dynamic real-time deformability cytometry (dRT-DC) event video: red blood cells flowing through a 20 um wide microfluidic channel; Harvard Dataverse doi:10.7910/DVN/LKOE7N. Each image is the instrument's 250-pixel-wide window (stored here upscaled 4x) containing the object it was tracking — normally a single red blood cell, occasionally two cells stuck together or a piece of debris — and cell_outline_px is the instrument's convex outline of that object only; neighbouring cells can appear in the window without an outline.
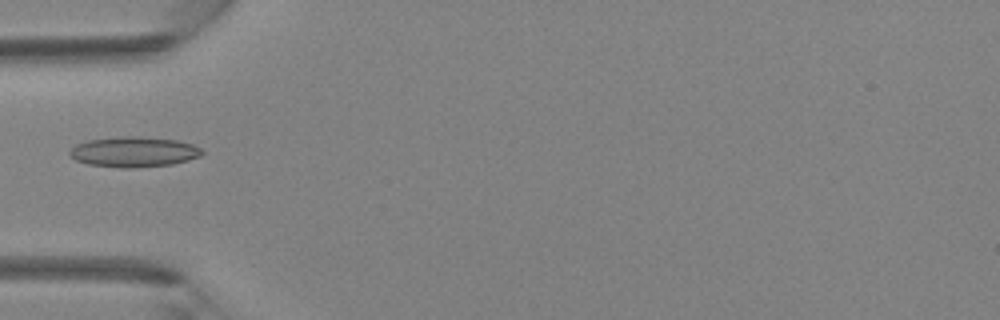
{"species": "Egyptian fruit bat (a non-hibernating species)", "species_latin": "Rousettus aegyptiacus", "temperature_condition": "room temperature", "stored_images_in_passage": 27, "camera_frame_rate_fps": 3000, "um_per_image_px": 0.085, "animal": {"sex": "female"}, "frame": {"image": 1, "passage_image": 1, "time_ms": 0.0, "image_size_px": [1000, 320], "cell_outline_px": [[204, 152], [200, 156], [188, 160], [172, 164], [128, 168], [120, 168], [88, 164], [76, 160], [68, 152], [76, 144], [88, 140], [120, 136], [140, 136], [176, 140], [192, 144], [200, 148]], "centroid_in_image_um": [11.37, 12.9], "position_along_channel_um": 73.6, "area_um2": 23.29}}
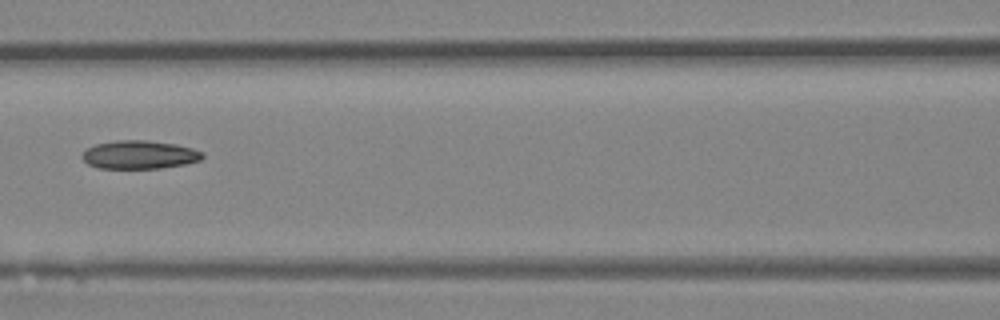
{"frame": {"image": 2, "passage_image": 6, "time_ms": 1.667, "image_size_px": [1000, 320], "cell_outline_px": [[204, 156], [200, 160], [184, 164], [160, 168], [100, 168], [88, 164], [80, 156], [88, 148], [96, 144], [116, 140], [144, 140], [176, 144], [192, 148], [204, 152]], "centroid_in_image_um": [11.86, 13.15], "position_along_channel_um": 154.7, "area_um2": 19.77}}
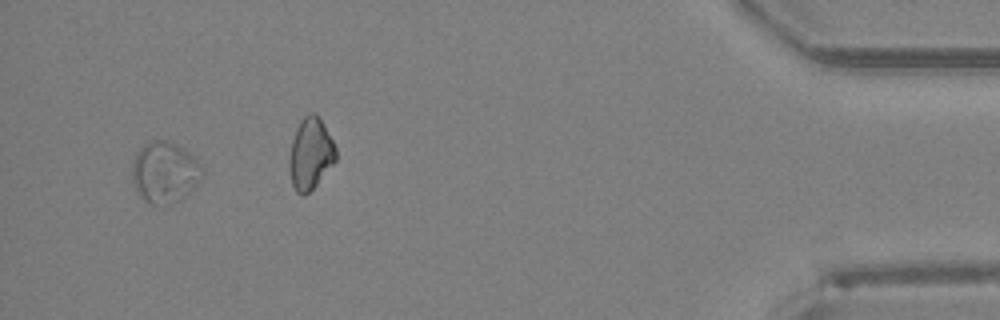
{"frame": {"image": 3, "passage_image": 25, "time_ms": 8.0, "image_size_px": [1000, 320], "cell_outline_px": [[204, 176], [196, 188], [188, 196], [176, 200], [156, 204], [152, 204], [136, 188], [132, 180], [132, 160], [136, 152], [144, 144], [152, 140], [164, 140], [184, 148], [204, 168]], "centroid_in_image_um": [14.05, 14.61], "position_along_channel_um": 421.2, "area_um2": 24.8}}